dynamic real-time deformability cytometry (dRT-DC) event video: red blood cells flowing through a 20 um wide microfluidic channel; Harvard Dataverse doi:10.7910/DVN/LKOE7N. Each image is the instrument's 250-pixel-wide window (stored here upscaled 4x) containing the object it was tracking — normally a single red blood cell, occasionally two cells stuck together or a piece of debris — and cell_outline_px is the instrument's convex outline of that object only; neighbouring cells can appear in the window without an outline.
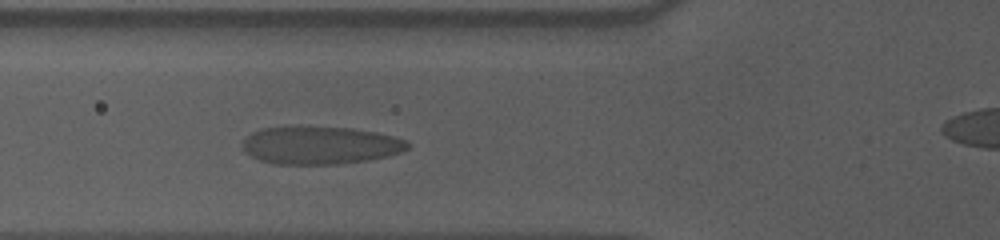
{"species": "human", "species_latin": "Homo sapiens", "temperature_condition": "cold", "stored_images_in_passage": 38, "camera_frame_rate_fps": 3000, "um_per_image_px": 0.085, "donor": {"sex": "male"}, "frame": {"image": 1, "passage_image": 12, "time_ms": 3.667, "image_size_px": [1000, 240], "cell_outline_px": [[408, 148], [400, 152], [388, 156], [368, 160], [336, 164], [272, 164], [260, 160], [244, 152], [240, 144], [252, 132], [264, 128], [300, 124], [352, 128], [376, 132], [408, 140]], "centroid_in_image_um": [27.17, 12.32], "position_along_channel_um": 98.6, "area_um2": 37.17}}
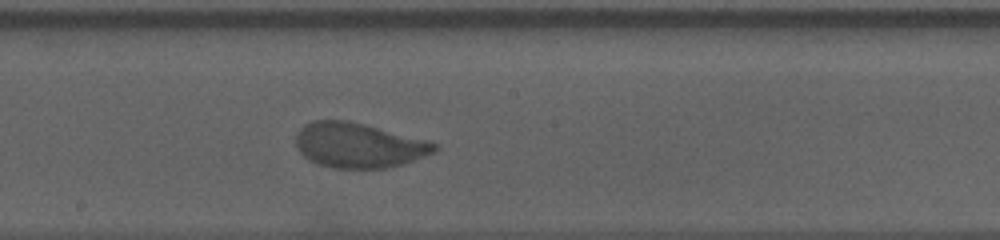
{"frame": {"image": 2, "passage_image": 22, "time_ms": 7.0, "image_size_px": [1000, 240], "cell_outline_px": [[440, 148], [436, 152], [404, 164], [388, 168], [332, 168], [316, 164], [308, 160], [296, 148], [296, 132], [304, 124], [312, 120], [348, 120], [428, 140], [436, 144]], "centroid_in_image_um": [30.47, 12.35], "position_along_channel_um": 217.7, "area_um2": 36.7}}
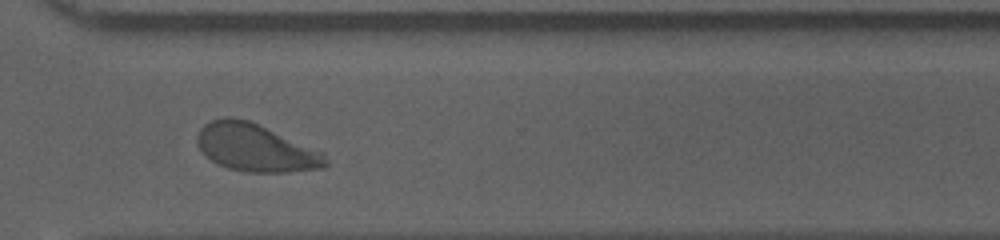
{"frame": {"image": 3, "passage_image": 33, "time_ms": 10.667, "image_size_px": [1000, 240], "cell_outline_px": [[328, 164], [324, 168], [288, 172], [244, 172], [228, 168], [216, 164], [204, 156], [196, 140], [196, 136], [200, 128], [204, 124], [212, 120], [224, 116], [232, 116], [248, 120], [324, 152], [328, 160]], "centroid_in_image_um": [21.71, 12.56], "position_along_channel_um": 348.9, "area_um2": 35.89}, "authors_computed_cell_mechanics": {"area_um2": 36.4718, "velocity_mm_per_s": 3.5702, "shape_relaxation_time_tau1_ms": 4.0307, "shape_relaxation_time_tau2_ms": null, "deformation_change_tau1": 0.1677, "deformation_change_tau2": null}}